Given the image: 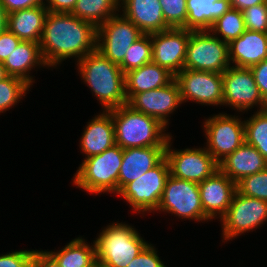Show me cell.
Masks as SVG:
<instances>
[{"mask_svg":"<svg viewBox=\"0 0 267 267\" xmlns=\"http://www.w3.org/2000/svg\"><path fill=\"white\" fill-rule=\"evenodd\" d=\"M97 28L71 13L48 12L40 49L48 67H57L68 58L77 62L96 50Z\"/></svg>","mask_w":267,"mask_h":267,"instance_id":"1","label":"cell"},{"mask_svg":"<svg viewBox=\"0 0 267 267\" xmlns=\"http://www.w3.org/2000/svg\"><path fill=\"white\" fill-rule=\"evenodd\" d=\"M82 80L102 105L104 111L126 105L124 72L98 50L77 62Z\"/></svg>","mask_w":267,"mask_h":267,"instance_id":"2","label":"cell"},{"mask_svg":"<svg viewBox=\"0 0 267 267\" xmlns=\"http://www.w3.org/2000/svg\"><path fill=\"white\" fill-rule=\"evenodd\" d=\"M114 122L115 143L122 149L166 146L170 133L157 118L133 110L129 105L108 110Z\"/></svg>","mask_w":267,"mask_h":267,"instance_id":"3","label":"cell"},{"mask_svg":"<svg viewBox=\"0 0 267 267\" xmlns=\"http://www.w3.org/2000/svg\"><path fill=\"white\" fill-rule=\"evenodd\" d=\"M94 242L98 267H127L149 244L125 222L108 225Z\"/></svg>","mask_w":267,"mask_h":267,"instance_id":"4","label":"cell"},{"mask_svg":"<svg viewBox=\"0 0 267 267\" xmlns=\"http://www.w3.org/2000/svg\"><path fill=\"white\" fill-rule=\"evenodd\" d=\"M122 159L123 149L116 144L101 154L86 158L76 171L73 184L96 195L102 192L118 194Z\"/></svg>","mask_w":267,"mask_h":267,"instance_id":"5","label":"cell"},{"mask_svg":"<svg viewBox=\"0 0 267 267\" xmlns=\"http://www.w3.org/2000/svg\"><path fill=\"white\" fill-rule=\"evenodd\" d=\"M231 65L228 43L210 31H190L184 69L223 73Z\"/></svg>","mask_w":267,"mask_h":267,"instance_id":"6","label":"cell"},{"mask_svg":"<svg viewBox=\"0 0 267 267\" xmlns=\"http://www.w3.org/2000/svg\"><path fill=\"white\" fill-rule=\"evenodd\" d=\"M169 175V164L164 158L157 166L127 183L117 195H121L134 212L157 211Z\"/></svg>","mask_w":267,"mask_h":267,"instance_id":"7","label":"cell"},{"mask_svg":"<svg viewBox=\"0 0 267 267\" xmlns=\"http://www.w3.org/2000/svg\"><path fill=\"white\" fill-rule=\"evenodd\" d=\"M157 211L171 213L182 217L181 219L210 221L204 214L198 183L178 179L172 175L166 180Z\"/></svg>","mask_w":267,"mask_h":267,"instance_id":"8","label":"cell"},{"mask_svg":"<svg viewBox=\"0 0 267 267\" xmlns=\"http://www.w3.org/2000/svg\"><path fill=\"white\" fill-rule=\"evenodd\" d=\"M220 221L223 240L235 239L267 221V201L247 197L236 190L231 205Z\"/></svg>","mask_w":267,"mask_h":267,"instance_id":"9","label":"cell"},{"mask_svg":"<svg viewBox=\"0 0 267 267\" xmlns=\"http://www.w3.org/2000/svg\"><path fill=\"white\" fill-rule=\"evenodd\" d=\"M206 135V149L219 164L245 142L244 121L238 116L220 113L203 123Z\"/></svg>","mask_w":267,"mask_h":267,"instance_id":"10","label":"cell"},{"mask_svg":"<svg viewBox=\"0 0 267 267\" xmlns=\"http://www.w3.org/2000/svg\"><path fill=\"white\" fill-rule=\"evenodd\" d=\"M116 14L97 28L96 50L111 62L120 65L129 47L143 33L125 16Z\"/></svg>","mask_w":267,"mask_h":267,"instance_id":"11","label":"cell"},{"mask_svg":"<svg viewBox=\"0 0 267 267\" xmlns=\"http://www.w3.org/2000/svg\"><path fill=\"white\" fill-rule=\"evenodd\" d=\"M171 139L172 136L168 138L165 150L170 175L199 184L219 169V164L206 148L173 150L171 149Z\"/></svg>","mask_w":267,"mask_h":267,"instance_id":"12","label":"cell"},{"mask_svg":"<svg viewBox=\"0 0 267 267\" xmlns=\"http://www.w3.org/2000/svg\"><path fill=\"white\" fill-rule=\"evenodd\" d=\"M223 106H232L238 112L253 106L267 108L250 68L229 66L223 73Z\"/></svg>","mask_w":267,"mask_h":267,"instance_id":"13","label":"cell"},{"mask_svg":"<svg viewBox=\"0 0 267 267\" xmlns=\"http://www.w3.org/2000/svg\"><path fill=\"white\" fill-rule=\"evenodd\" d=\"M181 100L201 105H223L222 73L183 69L176 76Z\"/></svg>","mask_w":267,"mask_h":267,"instance_id":"14","label":"cell"},{"mask_svg":"<svg viewBox=\"0 0 267 267\" xmlns=\"http://www.w3.org/2000/svg\"><path fill=\"white\" fill-rule=\"evenodd\" d=\"M190 30L170 28L151 34L152 62L176 76L184 69Z\"/></svg>","mask_w":267,"mask_h":267,"instance_id":"15","label":"cell"},{"mask_svg":"<svg viewBox=\"0 0 267 267\" xmlns=\"http://www.w3.org/2000/svg\"><path fill=\"white\" fill-rule=\"evenodd\" d=\"M179 84L175 78L166 86L150 91L134 94L128 101L133 110L157 118L164 126H168L169 114L181 105Z\"/></svg>","mask_w":267,"mask_h":267,"instance_id":"16","label":"cell"},{"mask_svg":"<svg viewBox=\"0 0 267 267\" xmlns=\"http://www.w3.org/2000/svg\"><path fill=\"white\" fill-rule=\"evenodd\" d=\"M204 214L211 220L221 219L227 212L236 189V183L219 169L198 184Z\"/></svg>","mask_w":267,"mask_h":267,"instance_id":"17","label":"cell"},{"mask_svg":"<svg viewBox=\"0 0 267 267\" xmlns=\"http://www.w3.org/2000/svg\"><path fill=\"white\" fill-rule=\"evenodd\" d=\"M166 146H148L123 149L119 170L118 193L129 182L157 166L165 158Z\"/></svg>","mask_w":267,"mask_h":267,"instance_id":"18","label":"cell"},{"mask_svg":"<svg viewBox=\"0 0 267 267\" xmlns=\"http://www.w3.org/2000/svg\"><path fill=\"white\" fill-rule=\"evenodd\" d=\"M229 61L234 67L250 68L267 59V33L245 30L228 44Z\"/></svg>","mask_w":267,"mask_h":267,"instance_id":"19","label":"cell"},{"mask_svg":"<svg viewBox=\"0 0 267 267\" xmlns=\"http://www.w3.org/2000/svg\"><path fill=\"white\" fill-rule=\"evenodd\" d=\"M120 2L123 5L122 15L133 22L143 34H153L171 28L163 17L160 0H120Z\"/></svg>","mask_w":267,"mask_h":267,"instance_id":"20","label":"cell"},{"mask_svg":"<svg viewBox=\"0 0 267 267\" xmlns=\"http://www.w3.org/2000/svg\"><path fill=\"white\" fill-rule=\"evenodd\" d=\"M115 144L112 115L109 111L103 110L101 114H98L87 123L80 139V149L85 153L86 159L101 154Z\"/></svg>","mask_w":267,"mask_h":267,"instance_id":"21","label":"cell"},{"mask_svg":"<svg viewBox=\"0 0 267 267\" xmlns=\"http://www.w3.org/2000/svg\"><path fill=\"white\" fill-rule=\"evenodd\" d=\"M267 167V160L246 142L219 163V170L237 183L243 177L261 172Z\"/></svg>","mask_w":267,"mask_h":267,"instance_id":"22","label":"cell"},{"mask_svg":"<svg viewBox=\"0 0 267 267\" xmlns=\"http://www.w3.org/2000/svg\"><path fill=\"white\" fill-rule=\"evenodd\" d=\"M174 78L166 68L154 62L131 70L124 74L126 99L128 101L134 94L166 86Z\"/></svg>","mask_w":267,"mask_h":267,"instance_id":"23","label":"cell"},{"mask_svg":"<svg viewBox=\"0 0 267 267\" xmlns=\"http://www.w3.org/2000/svg\"><path fill=\"white\" fill-rule=\"evenodd\" d=\"M3 65L9 76L21 78L30 86L34 82L32 76L29 75L30 71L39 65L47 67L41 53L40 44L22 40L3 62Z\"/></svg>","mask_w":267,"mask_h":267,"instance_id":"24","label":"cell"},{"mask_svg":"<svg viewBox=\"0 0 267 267\" xmlns=\"http://www.w3.org/2000/svg\"><path fill=\"white\" fill-rule=\"evenodd\" d=\"M45 5L18 10L8 14V29L22 41L40 43L48 14Z\"/></svg>","mask_w":267,"mask_h":267,"instance_id":"25","label":"cell"},{"mask_svg":"<svg viewBox=\"0 0 267 267\" xmlns=\"http://www.w3.org/2000/svg\"><path fill=\"white\" fill-rule=\"evenodd\" d=\"M187 30L209 31L212 24L231 8L230 0H186Z\"/></svg>","mask_w":267,"mask_h":267,"instance_id":"26","label":"cell"},{"mask_svg":"<svg viewBox=\"0 0 267 267\" xmlns=\"http://www.w3.org/2000/svg\"><path fill=\"white\" fill-rule=\"evenodd\" d=\"M47 252L60 267H98L95 242L90 246L82 237L75 238L57 252Z\"/></svg>","mask_w":267,"mask_h":267,"instance_id":"27","label":"cell"},{"mask_svg":"<svg viewBox=\"0 0 267 267\" xmlns=\"http://www.w3.org/2000/svg\"><path fill=\"white\" fill-rule=\"evenodd\" d=\"M120 0H77L71 14L96 28L121 10Z\"/></svg>","mask_w":267,"mask_h":267,"instance_id":"28","label":"cell"},{"mask_svg":"<svg viewBox=\"0 0 267 267\" xmlns=\"http://www.w3.org/2000/svg\"><path fill=\"white\" fill-rule=\"evenodd\" d=\"M245 30L242 11L230 8L212 24L209 31L216 37L221 34V37L223 36L221 40L229 44L240 37Z\"/></svg>","mask_w":267,"mask_h":267,"instance_id":"29","label":"cell"},{"mask_svg":"<svg viewBox=\"0 0 267 267\" xmlns=\"http://www.w3.org/2000/svg\"><path fill=\"white\" fill-rule=\"evenodd\" d=\"M245 142L254 146L267 160V108L257 110L244 121Z\"/></svg>","mask_w":267,"mask_h":267,"instance_id":"30","label":"cell"},{"mask_svg":"<svg viewBox=\"0 0 267 267\" xmlns=\"http://www.w3.org/2000/svg\"><path fill=\"white\" fill-rule=\"evenodd\" d=\"M152 54L151 34H143L129 47L119 66L125 74L152 62Z\"/></svg>","mask_w":267,"mask_h":267,"instance_id":"31","label":"cell"},{"mask_svg":"<svg viewBox=\"0 0 267 267\" xmlns=\"http://www.w3.org/2000/svg\"><path fill=\"white\" fill-rule=\"evenodd\" d=\"M30 87L23 79L15 76H8L0 81V113L15 106L21 98L26 96V91H29Z\"/></svg>","mask_w":267,"mask_h":267,"instance_id":"32","label":"cell"},{"mask_svg":"<svg viewBox=\"0 0 267 267\" xmlns=\"http://www.w3.org/2000/svg\"><path fill=\"white\" fill-rule=\"evenodd\" d=\"M242 195L267 201V167L261 172L243 177L236 183Z\"/></svg>","mask_w":267,"mask_h":267,"instance_id":"33","label":"cell"},{"mask_svg":"<svg viewBox=\"0 0 267 267\" xmlns=\"http://www.w3.org/2000/svg\"><path fill=\"white\" fill-rule=\"evenodd\" d=\"M163 17L171 28L187 29L186 0H160Z\"/></svg>","mask_w":267,"mask_h":267,"instance_id":"34","label":"cell"},{"mask_svg":"<svg viewBox=\"0 0 267 267\" xmlns=\"http://www.w3.org/2000/svg\"><path fill=\"white\" fill-rule=\"evenodd\" d=\"M247 30L267 33V2L242 10Z\"/></svg>","mask_w":267,"mask_h":267,"instance_id":"35","label":"cell"},{"mask_svg":"<svg viewBox=\"0 0 267 267\" xmlns=\"http://www.w3.org/2000/svg\"><path fill=\"white\" fill-rule=\"evenodd\" d=\"M157 252L152 244H148L127 267H166Z\"/></svg>","mask_w":267,"mask_h":267,"instance_id":"36","label":"cell"},{"mask_svg":"<svg viewBox=\"0 0 267 267\" xmlns=\"http://www.w3.org/2000/svg\"><path fill=\"white\" fill-rule=\"evenodd\" d=\"M34 250L12 251L0 255V267H32Z\"/></svg>","mask_w":267,"mask_h":267,"instance_id":"37","label":"cell"},{"mask_svg":"<svg viewBox=\"0 0 267 267\" xmlns=\"http://www.w3.org/2000/svg\"><path fill=\"white\" fill-rule=\"evenodd\" d=\"M21 40L8 28L0 34V62H4L16 49Z\"/></svg>","mask_w":267,"mask_h":267,"instance_id":"38","label":"cell"},{"mask_svg":"<svg viewBox=\"0 0 267 267\" xmlns=\"http://www.w3.org/2000/svg\"><path fill=\"white\" fill-rule=\"evenodd\" d=\"M250 70L264 101L267 103V59L250 67Z\"/></svg>","mask_w":267,"mask_h":267,"instance_id":"39","label":"cell"},{"mask_svg":"<svg viewBox=\"0 0 267 267\" xmlns=\"http://www.w3.org/2000/svg\"><path fill=\"white\" fill-rule=\"evenodd\" d=\"M8 14L35 6L44 5V0H0Z\"/></svg>","mask_w":267,"mask_h":267,"instance_id":"40","label":"cell"},{"mask_svg":"<svg viewBox=\"0 0 267 267\" xmlns=\"http://www.w3.org/2000/svg\"><path fill=\"white\" fill-rule=\"evenodd\" d=\"M49 12L71 13L77 0H44ZM47 2V4H46Z\"/></svg>","mask_w":267,"mask_h":267,"instance_id":"41","label":"cell"},{"mask_svg":"<svg viewBox=\"0 0 267 267\" xmlns=\"http://www.w3.org/2000/svg\"><path fill=\"white\" fill-rule=\"evenodd\" d=\"M32 267H60L57 261L47 252L34 250Z\"/></svg>","mask_w":267,"mask_h":267,"instance_id":"42","label":"cell"},{"mask_svg":"<svg viewBox=\"0 0 267 267\" xmlns=\"http://www.w3.org/2000/svg\"><path fill=\"white\" fill-rule=\"evenodd\" d=\"M267 2V0H230L231 8L238 9L240 11Z\"/></svg>","mask_w":267,"mask_h":267,"instance_id":"43","label":"cell"},{"mask_svg":"<svg viewBox=\"0 0 267 267\" xmlns=\"http://www.w3.org/2000/svg\"><path fill=\"white\" fill-rule=\"evenodd\" d=\"M7 19L8 13L4 9L3 4L0 2V34L4 32L8 27Z\"/></svg>","mask_w":267,"mask_h":267,"instance_id":"44","label":"cell"},{"mask_svg":"<svg viewBox=\"0 0 267 267\" xmlns=\"http://www.w3.org/2000/svg\"><path fill=\"white\" fill-rule=\"evenodd\" d=\"M9 75L6 72V69L2 62H0V81L6 79Z\"/></svg>","mask_w":267,"mask_h":267,"instance_id":"45","label":"cell"}]
</instances>
